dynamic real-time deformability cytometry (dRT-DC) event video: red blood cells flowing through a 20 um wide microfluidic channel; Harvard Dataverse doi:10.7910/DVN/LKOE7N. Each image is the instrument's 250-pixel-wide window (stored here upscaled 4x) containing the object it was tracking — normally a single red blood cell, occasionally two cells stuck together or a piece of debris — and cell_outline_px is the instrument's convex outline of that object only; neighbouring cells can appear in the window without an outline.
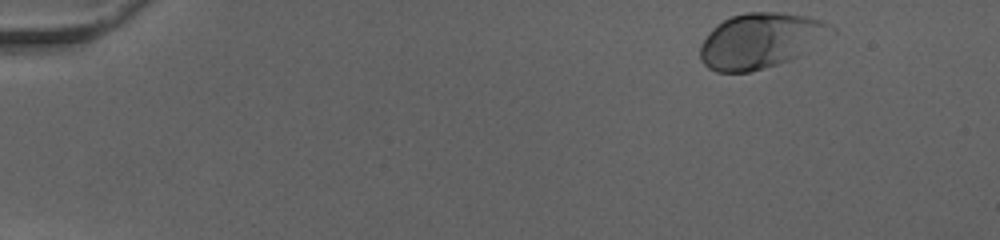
{"species": "human", "species_latin": "Homo sapiens", "temperature_condition": "cold", "stored_images_in_passage": 47, "camera_frame_rate_fps": 3000, "um_per_image_px": 0.085, "donor": {"sex": "female"}, "frame": {"image": 1, "passage_image": 1, "time_ms": 0.0, "image_size_px": [1000, 240], "cell_outline_px": [[836, 32], [796, 56], [788, 60], [764, 68], [748, 72], [716, 72], [708, 68], [700, 60], [700, 44], [708, 32], [716, 24], [732, 16], [744, 12], [780, 12], [808, 16], [820, 20], [836, 28]], "centroid_in_image_um": [64.61, 3.44], "position_along_channel_um": 20.4, "area_um2": 42.02}}
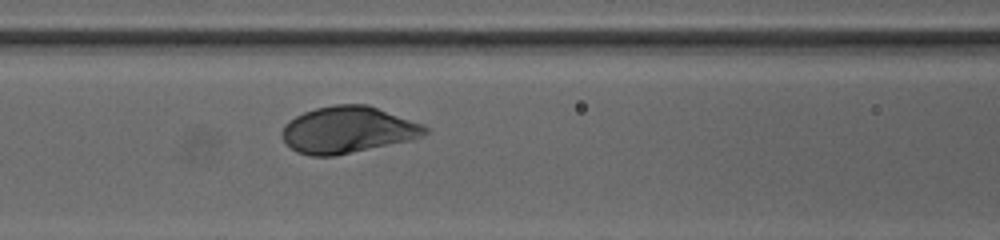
{"frame": {"image": 2, "passage_image": 19, "time_ms": 6.0, "image_size_px": [1000, 240], "cell_outline_px": [[432, 132], [412, 140], [336, 156], [312, 156], [296, 152], [284, 140], [280, 132], [284, 124], [296, 116], [304, 112], [316, 108], [336, 104], [368, 104], [420, 124], [428, 128]], "centroid_in_image_um": [29.56, 11.05], "position_along_channel_um": 137.0, "area_um2": 38.9}}
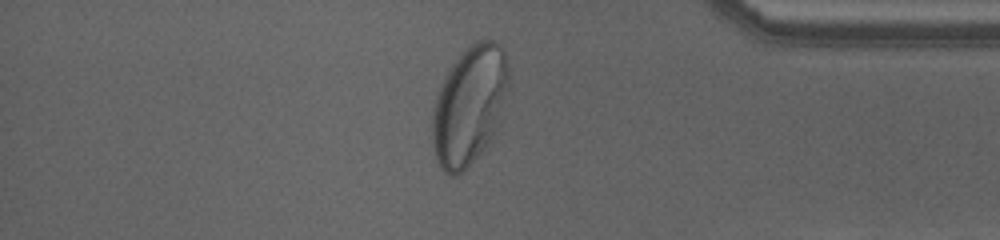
{"frame": {"image": 3, "passage_image": 40, "time_ms": 13.0, "image_size_px": [1000, 240], "cell_outline_px": [[508, 92], [488, 144], [456, 176], [452, 176], [444, 172], [440, 168], [436, 156], [432, 140], [432, 108], [440, 84], [444, 76], [452, 64], [476, 40], [492, 40], [500, 44], [504, 48], [508, 60]], "centroid_in_image_um": [39.88, 8.91], "position_along_channel_um": 395.3, "area_um2": 52.19}, "authors_computed_cell_mechanics": {"area_um2": 39.7664, "velocity_mm_per_s": 3.9527, "shape_relaxation_time_tau1_ms": 2.0921, "shape_relaxation_time_tau2_ms": null, "deformation_change_tau1": 0.1281, "deformation_change_tau2": null}}